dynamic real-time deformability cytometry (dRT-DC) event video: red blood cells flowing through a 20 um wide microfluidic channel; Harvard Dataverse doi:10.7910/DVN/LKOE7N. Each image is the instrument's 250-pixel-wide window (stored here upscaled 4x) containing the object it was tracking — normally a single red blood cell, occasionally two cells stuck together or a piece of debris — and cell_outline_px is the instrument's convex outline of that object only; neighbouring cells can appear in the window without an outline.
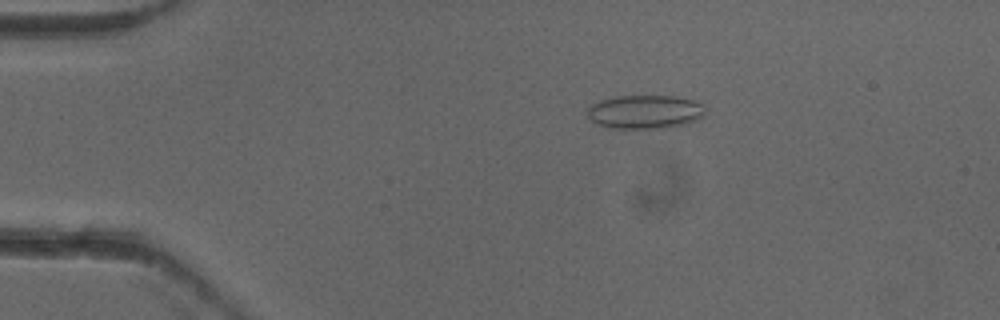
{"species": "common noctule bat (a hibernating species)", "species_latin": "Nyctalus noctula", "temperature_condition": "cold", "stored_images_in_passage": 52, "camera_frame_rate_fps": 3000, "um_per_image_px": 0.085, "animal": {"sex": "female"}, "frame": {"image": 1, "passage_image": 10, "time_ms": 3.0, "image_size_px": [1000, 320], "cell_outline_px": [[704, 116], [688, 124], [660, 128], [608, 128], [596, 124], [588, 116], [588, 108], [592, 104], [600, 100], [616, 96], [676, 96], [692, 100], [704, 104]], "centroid_in_image_um": [54.83, 9.51], "position_along_channel_um": 30.2, "area_um2": 23.24}}
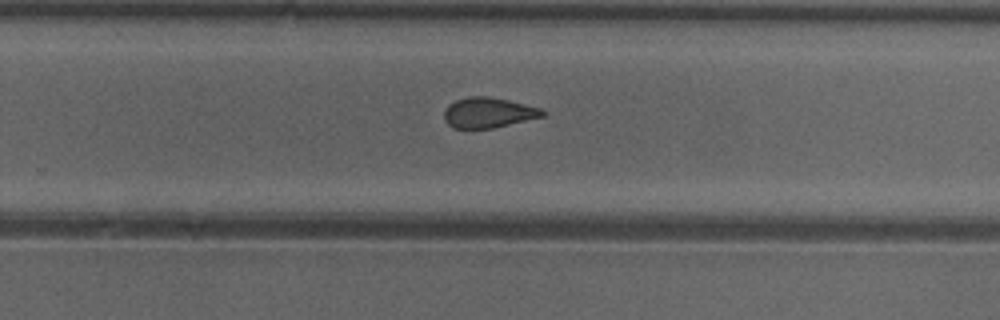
{"frame": {"image": 2, "passage_image": 34, "time_ms": 11.0, "image_size_px": [1000, 320], "cell_outline_px": [[544, 116], [492, 128], [452, 128], [444, 120], [444, 112], [448, 104], [456, 100], [468, 96], [488, 96], [508, 100], [540, 108], [544, 112]], "centroid_in_image_um": [41.46, 9.57], "position_along_channel_um": 288.3, "area_um2": 17.22}}
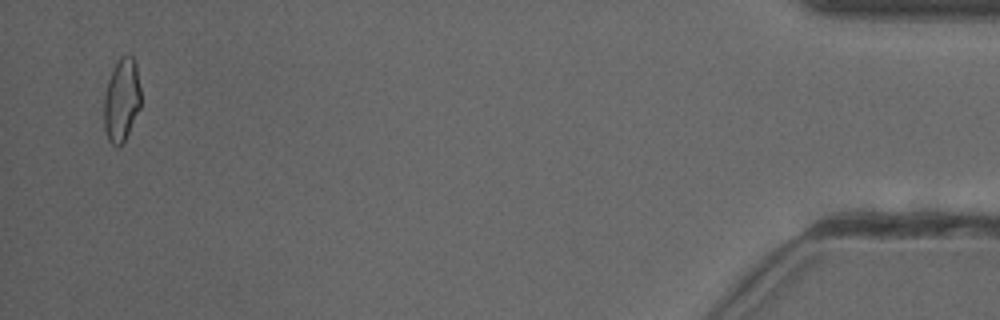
{"frame": {"image": 3, "passage_image": 51, "time_ms": 16.667, "image_size_px": [1000, 320], "cell_outline_px": [[140, 108], [124, 140], [120, 144], [112, 144], [108, 140], [104, 128], [104, 92], [108, 80], [120, 56], [132, 56], [136, 64], [140, 88]], "centroid_in_image_um": [10.33, 8.48], "position_along_channel_um": 424.9, "area_um2": 17.57}, "authors_computed_cell_mechanics": {"area_um2": 18.496, "velocity_mm_per_s": 3.9389, "shape_relaxation_time_tau1_ms": null, "shape_relaxation_time_tau2_ms": 1.5802, "deformation_change_tau1": null, "deformation_change_tau2": 0.0904}}